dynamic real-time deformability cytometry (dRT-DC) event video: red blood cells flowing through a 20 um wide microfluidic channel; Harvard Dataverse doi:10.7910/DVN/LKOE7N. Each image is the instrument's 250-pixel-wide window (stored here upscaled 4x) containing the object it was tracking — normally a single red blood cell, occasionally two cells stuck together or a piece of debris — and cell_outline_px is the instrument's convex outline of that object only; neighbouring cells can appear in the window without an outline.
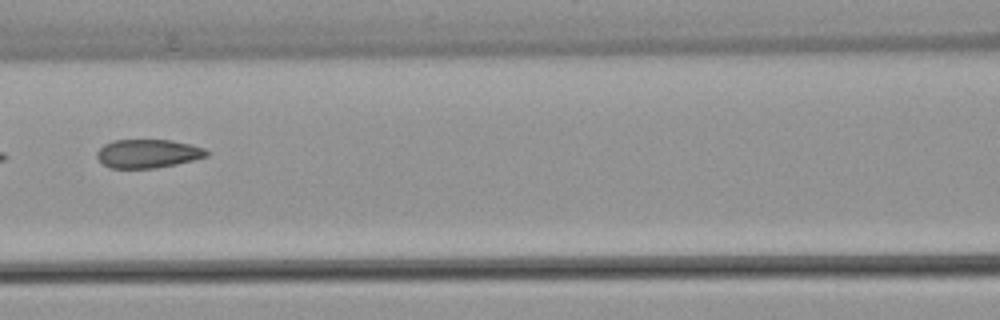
{"species": "common noctule bat (a hibernating species)", "species_latin": "Nyctalus noctula", "temperature_condition": "warm", "stored_images_in_passage": 8, "camera_frame_rate_fps": 3000, "um_per_image_px": 0.085, "animal": {"sex": "female", "body_mass_g": 22.7, "forearm_length_mm": 54.2}, "frame": {"image": 1, "passage_image": 7, "time_ms": 2.0, "image_size_px": [1000, 320], "cell_outline_px": [[212, 152], [208, 156], [176, 164], [156, 168], [108, 168], [96, 156], [96, 152], [104, 144], [112, 140], [172, 140], [204, 148]], "centroid_in_image_um": [12.57, 13.05], "position_along_channel_um": 154.0, "area_um2": 18.32}}
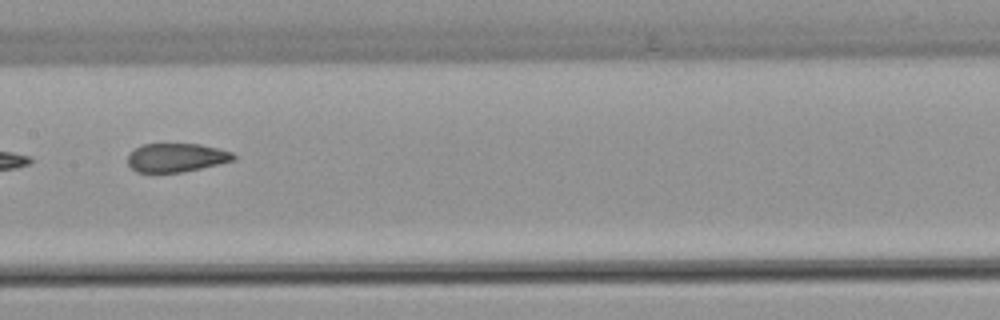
{"frame": {"image": 2, "passage_image": 8, "time_ms": 2.333, "image_size_px": [1000, 320], "cell_outline_px": [[236, 160], [184, 172], [136, 172], [128, 164], [128, 156], [140, 144], [200, 144], [232, 152], [236, 156]], "centroid_in_image_um": [15.01, 13.4], "position_along_channel_um": 192.4, "area_um2": 17.63}}